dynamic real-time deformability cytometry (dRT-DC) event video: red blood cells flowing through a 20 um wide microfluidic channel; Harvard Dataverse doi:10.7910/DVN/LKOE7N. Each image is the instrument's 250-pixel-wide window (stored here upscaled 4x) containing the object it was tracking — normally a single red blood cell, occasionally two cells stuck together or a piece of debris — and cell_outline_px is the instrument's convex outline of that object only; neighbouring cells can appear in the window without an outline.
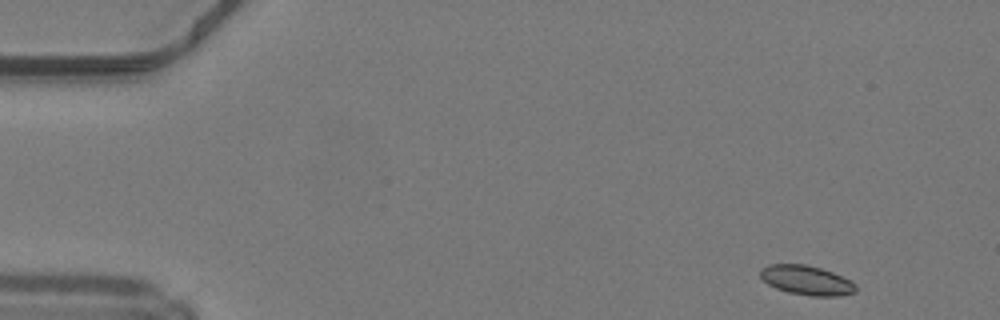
{"species": "common noctule bat (a hibernating species)", "species_latin": "Nyctalus noctula", "temperature_condition": "warm", "stored_images_in_passage": 45, "camera_frame_rate_fps": 3000, "um_per_image_px": 0.085, "animal": {"sex": "male", "body_mass_g": 19.2, "forearm_length_mm": 51.8}, "frame": {"image": 1, "passage_image": 1, "time_ms": 0.0, "image_size_px": [1000, 320], "cell_outline_px": [[856, 292], [840, 296], [808, 296], [788, 292], [776, 288], [768, 284], [760, 276], [760, 268], [768, 264], [808, 264], [832, 272], [856, 284]], "centroid_in_image_um": [68.54, 23.82], "position_along_channel_um": 16.5, "area_um2": 16.42}}
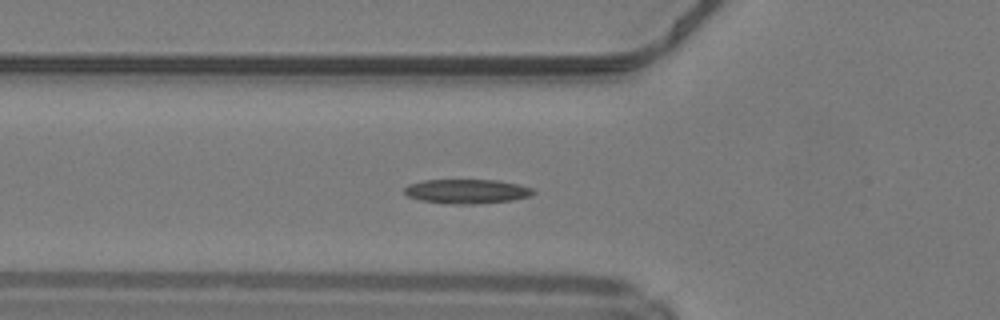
{"frame": {"image": 2, "passage_image": 14, "time_ms": 4.333, "image_size_px": [1000, 320], "cell_outline_px": [[536, 192], [532, 196], [512, 200], [472, 204], [444, 204], [420, 200], [408, 196], [404, 192], [404, 188], [408, 184], [424, 180], [500, 180], [532, 188]], "centroid_in_image_um": [39.67, 16.27], "position_along_channel_um": 86.1, "area_um2": 18.38}}
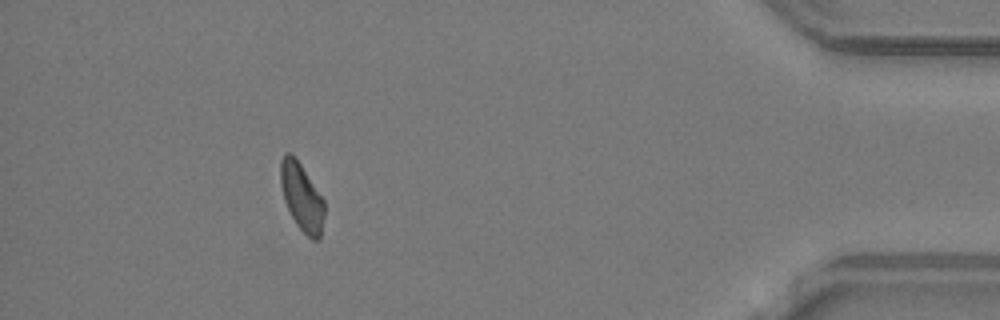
{"frame": {"image": 3, "passage_image": 41, "time_ms": 13.333, "image_size_px": [1000, 320], "cell_outline_px": [[324, 216], [320, 240], [312, 240], [296, 224], [284, 200], [280, 184], [280, 160], [284, 152], [292, 152], [296, 156], [324, 200]], "centroid_in_image_um": [25.63, 16.7], "position_along_channel_um": 409.6, "area_um2": 17.46}, "authors_computed_cell_mechanics": {"area_um2": 17.2822, "velocity_mm_per_s": 4.2171, "shape_relaxation_time_tau1_ms": 9.05, "shape_relaxation_time_tau2_ms": 6.8933, "deformation_change_tau1": 0.1865, "deformation_change_tau2": 0.1111}}